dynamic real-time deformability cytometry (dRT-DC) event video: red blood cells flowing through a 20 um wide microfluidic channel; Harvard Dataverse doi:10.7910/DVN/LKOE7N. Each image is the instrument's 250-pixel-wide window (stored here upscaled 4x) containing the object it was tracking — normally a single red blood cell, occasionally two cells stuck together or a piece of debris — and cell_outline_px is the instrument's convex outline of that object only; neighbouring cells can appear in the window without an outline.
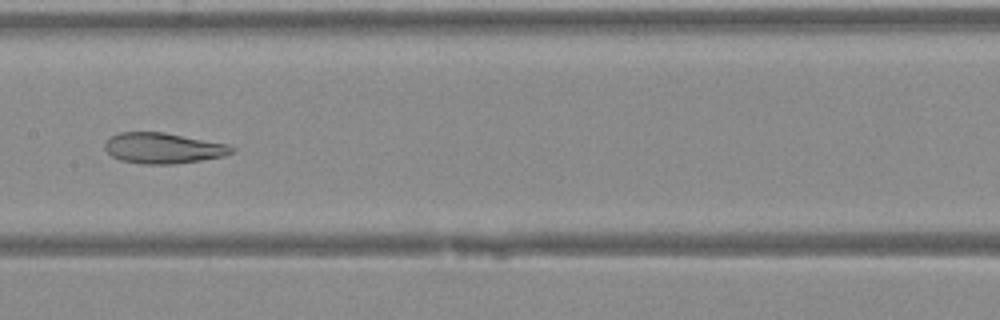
{"species": "Egyptian fruit bat (a non-hibernating species)", "species_latin": "Rousettus aegyptiacus", "temperature_condition": "warm", "stored_images_in_passage": 30, "camera_frame_rate_fps": 3000, "um_per_image_px": 0.085, "animal": {"sex": "female"}, "frame": {"image": 1, "passage_image": 12, "time_ms": 3.667, "image_size_px": [1000, 320], "cell_outline_px": [[236, 148], [232, 152], [224, 156], [200, 160], [172, 164], [144, 164], [120, 160], [112, 156], [104, 148], [104, 144], [108, 136], [120, 132], [164, 132], [228, 144]], "centroid_in_image_um": [13.84, 12.58], "position_along_channel_um": 193.6, "area_um2": 22.72}}
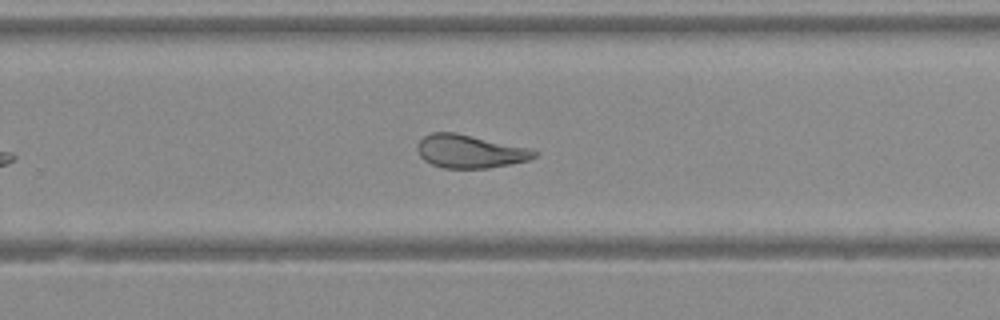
{"frame": {"image": 2, "passage_image": 18, "time_ms": 5.667, "image_size_px": [1000, 320], "cell_outline_px": [[540, 152], [536, 156], [528, 160], [488, 168], [444, 168], [432, 164], [424, 160], [420, 156], [416, 148], [416, 144], [424, 136], [432, 132], [456, 132], [532, 148]], "centroid_in_image_um": [39.95, 12.85], "position_along_channel_um": 289.8, "area_um2": 22.83}}
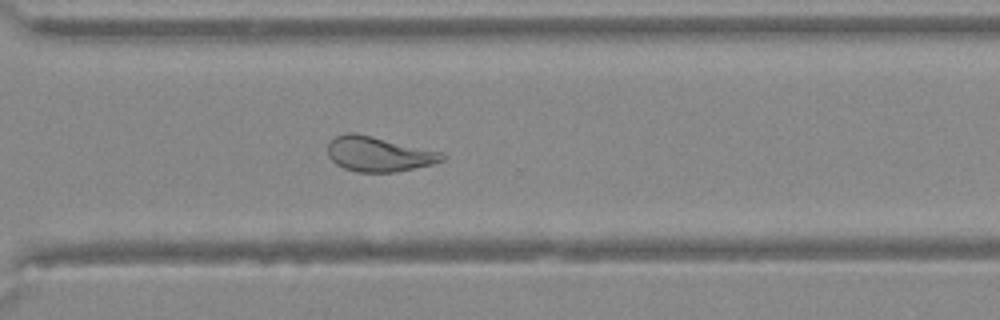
{"frame": {"image": 3, "passage_image": 21, "time_ms": 6.667, "image_size_px": [1000, 320], "cell_outline_px": [[444, 160], [432, 164], [396, 172], [356, 172], [344, 168], [336, 164], [328, 156], [328, 144], [336, 136], [348, 132], [356, 132], [444, 152]], "centroid_in_image_um": [32.2, 13.09], "position_along_channel_um": 338.4, "area_um2": 23.41}}